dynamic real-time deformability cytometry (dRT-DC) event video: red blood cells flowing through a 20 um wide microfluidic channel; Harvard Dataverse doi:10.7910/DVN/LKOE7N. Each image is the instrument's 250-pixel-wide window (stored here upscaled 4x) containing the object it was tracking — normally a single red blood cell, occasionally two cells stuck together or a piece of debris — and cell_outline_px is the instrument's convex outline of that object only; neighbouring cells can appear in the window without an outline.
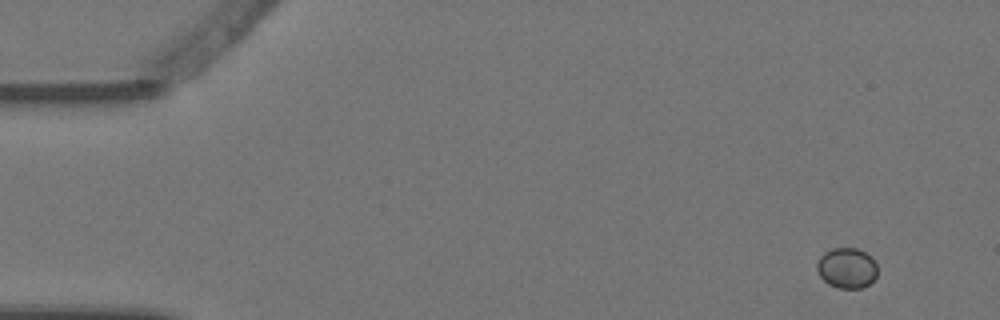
{"species": "Egyptian fruit bat (a non-hibernating species)", "species_latin": "Rousettus aegyptiacus", "temperature_condition": "warm", "stored_images_in_passage": 6, "camera_frame_rate_fps": 3000, "um_per_image_px": 0.085, "animal": {"sex": "female"}, "frame": {"image": 1, "passage_image": 1, "time_ms": 0.0, "image_size_px": [1000, 320], "cell_outline_px": [[876, 276], [868, 284], [860, 288], [840, 288], [828, 284], [820, 276], [816, 268], [816, 264], [820, 256], [824, 252], [832, 248], [856, 248], [872, 256], [876, 264]], "centroid_in_image_um": [71.96, 22.76], "position_along_channel_um": 13.0, "area_um2": 14.22}}
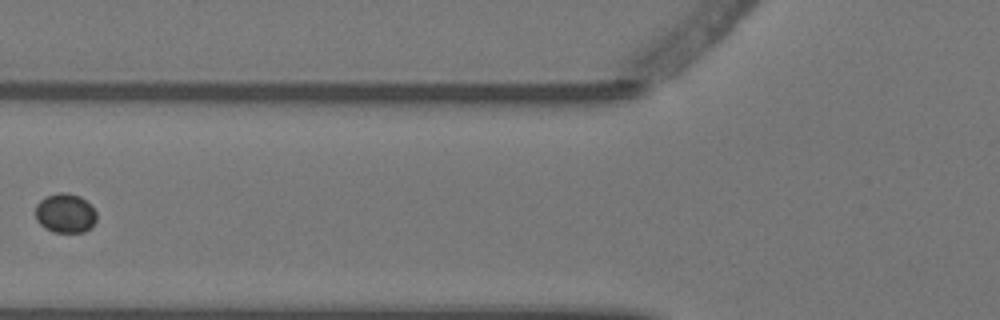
{"frame": {"image": 2, "passage_image": 6, "time_ms": 1.667, "image_size_px": [1000, 320], "cell_outline_px": [[96, 220], [92, 228], [84, 232], [52, 232], [44, 228], [36, 220], [36, 204], [44, 196], [60, 192], [68, 192], [80, 196], [96, 212]], "centroid_in_image_um": [5.53, 18.13], "position_along_channel_um": 120.3, "area_um2": 14.16}}